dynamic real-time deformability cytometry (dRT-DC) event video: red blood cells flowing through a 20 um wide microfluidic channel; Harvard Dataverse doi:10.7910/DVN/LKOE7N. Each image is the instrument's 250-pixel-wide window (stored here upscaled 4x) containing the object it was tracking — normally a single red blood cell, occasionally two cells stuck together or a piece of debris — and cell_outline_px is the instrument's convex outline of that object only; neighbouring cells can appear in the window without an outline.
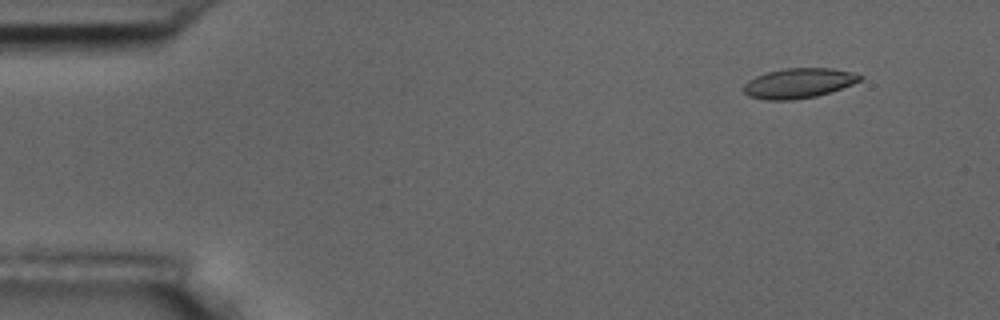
{"species": "common noctule bat (a hibernating species)", "species_latin": "Nyctalus noctula", "temperature_condition": "room temperature", "stored_images_in_passage": 6, "camera_frame_rate_fps": 3000, "um_per_image_px": 0.085, "animal": {"sex": "male", "body_mass_g": 17.5, "forearm_length_mm": 52.3}, "frame": {"image": 1, "passage_image": 2, "time_ms": 1.0, "image_size_px": [1000, 320], "cell_outline_px": [[864, 76], [860, 80], [852, 84], [816, 96], [792, 100], [768, 100], [748, 96], [744, 92], [744, 84], [748, 80], [756, 76], [768, 72], [784, 68], [832, 68], [852, 72]], "centroid_in_image_um": [67.86, 7.06], "position_along_channel_um": 17.1, "area_um2": 20.11}}